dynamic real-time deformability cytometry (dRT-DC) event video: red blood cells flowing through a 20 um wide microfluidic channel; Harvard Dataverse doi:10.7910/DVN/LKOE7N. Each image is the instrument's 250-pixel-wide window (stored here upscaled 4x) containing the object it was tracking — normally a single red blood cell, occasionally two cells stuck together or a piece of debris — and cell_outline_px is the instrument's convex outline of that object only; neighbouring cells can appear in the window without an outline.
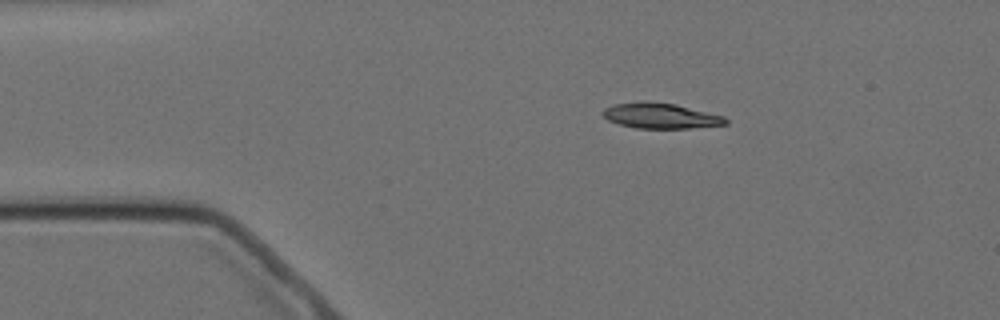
{"species": "Egyptian fruit bat (a non-hibernating species)", "species_latin": "Rousettus aegyptiacus", "temperature_condition": "cold", "stored_images_in_passage": 9, "camera_frame_rate_fps": 3000, "um_per_image_px": 0.085, "animal": {"sex": "female"}, "frame": {"image": 1, "passage_image": 2, "time_ms": 1.0, "image_size_px": [1000, 320], "cell_outline_px": [[728, 124], [688, 128], [636, 128], [620, 124], [608, 120], [600, 112], [604, 108], [612, 104], [676, 104], [724, 116], [728, 120]], "centroid_in_image_um": [56.19, 9.88], "position_along_channel_um": 28.8, "area_um2": 17.4}}
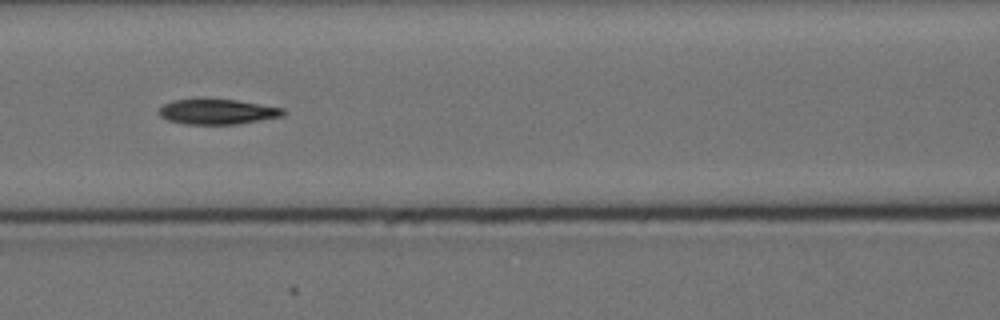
{"frame": {"image": 2, "passage_image": 6, "time_ms": 5.667, "image_size_px": [1000, 320], "cell_outline_px": [[284, 116], [236, 124], [184, 124], [168, 120], [160, 116], [160, 108], [164, 104], [172, 100], [236, 100], [284, 108]], "centroid_in_image_um": [18.49, 9.51], "position_along_channel_um": 148.1, "area_um2": 17.86}}
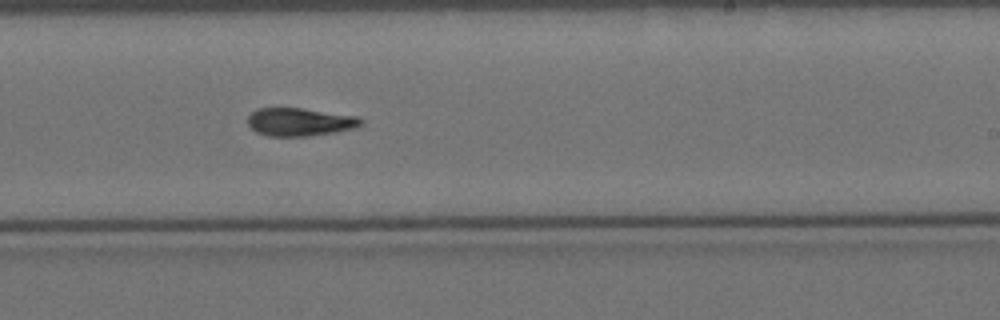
{"frame": {"image": 3, "passage_image": 9, "time_ms": 9.0, "image_size_px": [1000, 320], "cell_outline_px": [[364, 124], [352, 128], [332, 132], [308, 136], [268, 136], [256, 132], [248, 124], [248, 116], [256, 108], [304, 108], [356, 116], [364, 120]], "centroid_in_image_um": [25.46, 10.35], "position_along_channel_um": 263.5, "area_um2": 18.44}}